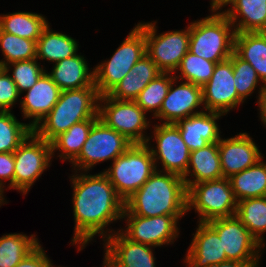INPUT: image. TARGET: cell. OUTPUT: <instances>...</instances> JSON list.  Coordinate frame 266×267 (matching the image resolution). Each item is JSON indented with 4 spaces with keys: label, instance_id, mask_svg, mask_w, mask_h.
Returning a JSON list of instances; mask_svg holds the SVG:
<instances>
[{
    "label": "cell",
    "instance_id": "obj_4",
    "mask_svg": "<svg viewBox=\"0 0 266 267\" xmlns=\"http://www.w3.org/2000/svg\"><path fill=\"white\" fill-rule=\"evenodd\" d=\"M235 29L223 12L190 23L189 51L206 60L219 63L234 52Z\"/></svg>",
    "mask_w": 266,
    "mask_h": 267
},
{
    "label": "cell",
    "instance_id": "obj_35",
    "mask_svg": "<svg viewBox=\"0 0 266 267\" xmlns=\"http://www.w3.org/2000/svg\"><path fill=\"white\" fill-rule=\"evenodd\" d=\"M0 48L5 60H0L3 68L9 63L36 58V41L21 38L16 35L3 32L0 29Z\"/></svg>",
    "mask_w": 266,
    "mask_h": 267
},
{
    "label": "cell",
    "instance_id": "obj_30",
    "mask_svg": "<svg viewBox=\"0 0 266 267\" xmlns=\"http://www.w3.org/2000/svg\"><path fill=\"white\" fill-rule=\"evenodd\" d=\"M98 119H88L72 125L66 132L59 134L51 143L52 156L56 150L61 153L58 157L72 162L81 152L93 124Z\"/></svg>",
    "mask_w": 266,
    "mask_h": 267
},
{
    "label": "cell",
    "instance_id": "obj_7",
    "mask_svg": "<svg viewBox=\"0 0 266 267\" xmlns=\"http://www.w3.org/2000/svg\"><path fill=\"white\" fill-rule=\"evenodd\" d=\"M237 204L229 178L202 181L187 189V208L195 209L198 222L234 216Z\"/></svg>",
    "mask_w": 266,
    "mask_h": 267
},
{
    "label": "cell",
    "instance_id": "obj_41",
    "mask_svg": "<svg viewBox=\"0 0 266 267\" xmlns=\"http://www.w3.org/2000/svg\"><path fill=\"white\" fill-rule=\"evenodd\" d=\"M52 265L41 244L30 252L15 267H50Z\"/></svg>",
    "mask_w": 266,
    "mask_h": 267
},
{
    "label": "cell",
    "instance_id": "obj_3",
    "mask_svg": "<svg viewBox=\"0 0 266 267\" xmlns=\"http://www.w3.org/2000/svg\"><path fill=\"white\" fill-rule=\"evenodd\" d=\"M99 98L96 87L61 91L55 106L33 132L39 138L51 142L74 124L88 119H99Z\"/></svg>",
    "mask_w": 266,
    "mask_h": 267
},
{
    "label": "cell",
    "instance_id": "obj_11",
    "mask_svg": "<svg viewBox=\"0 0 266 267\" xmlns=\"http://www.w3.org/2000/svg\"><path fill=\"white\" fill-rule=\"evenodd\" d=\"M52 158L51 143L32 132L14 151V189L26 195Z\"/></svg>",
    "mask_w": 266,
    "mask_h": 267
},
{
    "label": "cell",
    "instance_id": "obj_20",
    "mask_svg": "<svg viewBox=\"0 0 266 267\" xmlns=\"http://www.w3.org/2000/svg\"><path fill=\"white\" fill-rule=\"evenodd\" d=\"M223 115L219 112L203 111L175 123L190 152L220 141L216 120Z\"/></svg>",
    "mask_w": 266,
    "mask_h": 267
},
{
    "label": "cell",
    "instance_id": "obj_13",
    "mask_svg": "<svg viewBox=\"0 0 266 267\" xmlns=\"http://www.w3.org/2000/svg\"><path fill=\"white\" fill-rule=\"evenodd\" d=\"M184 215H162L144 217L138 215H122L126 217L127 227L120 232L130 241L153 247H161L174 243L178 237V220ZM124 230V231H123Z\"/></svg>",
    "mask_w": 266,
    "mask_h": 267
},
{
    "label": "cell",
    "instance_id": "obj_42",
    "mask_svg": "<svg viewBox=\"0 0 266 267\" xmlns=\"http://www.w3.org/2000/svg\"><path fill=\"white\" fill-rule=\"evenodd\" d=\"M259 96H258V102L260 110V118L262 123L266 126V86L262 85L261 88H259Z\"/></svg>",
    "mask_w": 266,
    "mask_h": 267
},
{
    "label": "cell",
    "instance_id": "obj_43",
    "mask_svg": "<svg viewBox=\"0 0 266 267\" xmlns=\"http://www.w3.org/2000/svg\"><path fill=\"white\" fill-rule=\"evenodd\" d=\"M259 262H238L227 260L212 267H258Z\"/></svg>",
    "mask_w": 266,
    "mask_h": 267
},
{
    "label": "cell",
    "instance_id": "obj_17",
    "mask_svg": "<svg viewBox=\"0 0 266 267\" xmlns=\"http://www.w3.org/2000/svg\"><path fill=\"white\" fill-rule=\"evenodd\" d=\"M174 81L177 79L172 80L161 109L155 116L166 124H175L179 120L203 112L202 110L193 112L203 104L202 87L184 81L174 88Z\"/></svg>",
    "mask_w": 266,
    "mask_h": 267
},
{
    "label": "cell",
    "instance_id": "obj_18",
    "mask_svg": "<svg viewBox=\"0 0 266 267\" xmlns=\"http://www.w3.org/2000/svg\"><path fill=\"white\" fill-rule=\"evenodd\" d=\"M223 177L230 178L259 161L263 156L249 134L239 133L218 142Z\"/></svg>",
    "mask_w": 266,
    "mask_h": 267
},
{
    "label": "cell",
    "instance_id": "obj_31",
    "mask_svg": "<svg viewBox=\"0 0 266 267\" xmlns=\"http://www.w3.org/2000/svg\"><path fill=\"white\" fill-rule=\"evenodd\" d=\"M235 215L258 243L265 247L262 234L266 232V196L238 201Z\"/></svg>",
    "mask_w": 266,
    "mask_h": 267
},
{
    "label": "cell",
    "instance_id": "obj_1",
    "mask_svg": "<svg viewBox=\"0 0 266 267\" xmlns=\"http://www.w3.org/2000/svg\"><path fill=\"white\" fill-rule=\"evenodd\" d=\"M87 174L84 172L71 176L75 221L72 244H80L78 251L85 248L96 234L103 236V241L113 234L114 230L105 232L104 229L109 223L123 219L125 209V201L103 172Z\"/></svg>",
    "mask_w": 266,
    "mask_h": 267
},
{
    "label": "cell",
    "instance_id": "obj_9",
    "mask_svg": "<svg viewBox=\"0 0 266 267\" xmlns=\"http://www.w3.org/2000/svg\"><path fill=\"white\" fill-rule=\"evenodd\" d=\"M131 145L132 143L122 134L116 132L102 120L98 119L93 124L81 152L71 163L76 173L77 170L88 172V170L92 169L99 162L111 159L114 161Z\"/></svg>",
    "mask_w": 266,
    "mask_h": 267
},
{
    "label": "cell",
    "instance_id": "obj_27",
    "mask_svg": "<svg viewBox=\"0 0 266 267\" xmlns=\"http://www.w3.org/2000/svg\"><path fill=\"white\" fill-rule=\"evenodd\" d=\"M49 24L44 28L37 40L36 59L54 63L76 55L77 41L63 33L53 32Z\"/></svg>",
    "mask_w": 266,
    "mask_h": 267
},
{
    "label": "cell",
    "instance_id": "obj_25",
    "mask_svg": "<svg viewBox=\"0 0 266 267\" xmlns=\"http://www.w3.org/2000/svg\"><path fill=\"white\" fill-rule=\"evenodd\" d=\"M188 176L194 177V179L192 180ZM220 178H223V173L218 142L190 152L188 169L183 177L187 189L193 184Z\"/></svg>",
    "mask_w": 266,
    "mask_h": 267
},
{
    "label": "cell",
    "instance_id": "obj_37",
    "mask_svg": "<svg viewBox=\"0 0 266 267\" xmlns=\"http://www.w3.org/2000/svg\"><path fill=\"white\" fill-rule=\"evenodd\" d=\"M233 66L234 85L238 96L244 101L257 87L260 78L255 69L235 52L230 56Z\"/></svg>",
    "mask_w": 266,
    "mask_h": 267
},
{
    "label": "cell",
    "instance_id": "obj_38",
    "mask_svg": "<svg viewBox=\"0 0 266 267\" xmlns=\"http://www.w3.org/2000/svg\"><path fill=\"white\" fill-rule=\"evenodd\" d=\"M37 61L38 60L36 58L16 61L9 63L3 67L7 72H9L11 66H13V74L10 75V77L16 84L18 92L20 94L23 91L26 92L27 90H29L46 72V70H44V67L42 68Z\"/></svg>",
    "mask_w": 266,
    "mask_h": 267
},
{
    "label": "cell",
    "instance_id": "obj_15",
    "mask_svg": "<svg viewBox=\"0 0 266 267\" xmlns=\"http://www.w3.org/2000/svg\"><path fill=\"white\" fill-rule=\"evenodd\" d=\"M204 111L227 114L243 101L234 85L232 60L216 63L213 75L202 87Z\"/></svg>",
    "mask_w": 266,
    "mask_h": 267
},
{
    "label": "cell",
    "instance_id": "obj_12",
    "mask_svg": "<svg viewBox=\"0 0 266 267\" xmlns=\"http://www.w3.org/2000/svg\"><path fill=\"white\" fill-rule=\"evenodd\" d=\"M217 233L227 260L259 262L261 246L247 227L236 217L217 218L207 222Z\"/></svg>",
    "mask_w": 266,
    "mask_h": 267
},
{
    "label": "cell",
    "instance_id": "obj_34",
    "mask_svg": "<svg viewBox=\"0 0 266 267\" xmlns=\"http://www.w3.org/2000/svg\"><path fill=\"white\" fill-rule=\"evenodd\" d=\"M174 76V73H160L148 83L134 101L146 113L153 111V117H155L161 109L162 102L167 95L171 82L175 78Z\"/></svg>",
    "mask_w": 266,
    "mask_h": 267
},
{
    "label": "cell",
    "instance_id": "obj_16",
    "mask_svg": "<svg viewBox=\"0 0 266 267\" xmlns=\"http://www.w3.org/2000/svg\"><path fill=\"white\" fill-rule=\"evenodd\" d=\"M104 242L105 267H156L153 246L130 241L120 230L108 236Z\"/></svg>",
    "mask_w": 266,
    "mask_h": 267
},
{
    "label": "cell",
    "instance_id": "obj_40",
    "mask_svg": "<svg viewBox=\"0 0 266 267\" xmlns=\"http://www.w3.org/2000/svg\"><path fill=\"white\" fill-rule=\"evenodd\" d=\"M14 152L0 153V198L4 201V181H9V189H14Z\"/></svg>",
    "mask_w": 266,
    "mask_h": 267
},
{
    "label": "cell",
    "instance_id": "obj_29",
    "mask_svg": "<svg viewBox=\"0 0 266 267\" xmlns=\"http://www.w3.org/2000/svg\"><path fill=\"white\" fill-rule=\"evenodd\" d=\"M48 24L43 15L32 12H15L0 15V29L3 32L36 42Z\"/></svg>",
    "mask_w": 266,
    "mask_h": 267
},
{
    "label": "cell",
    "instance_id": "obj_8",
    "mask_svg": "<svg viewBox=\"0 0 266 267\" xmlns=\"http://www.w3.org/2000/svg\"><path fill=\"white\" fill-rule=\"evenodd\" d=\"M98 115L108 127L122 134L132 144L150 141V137L144 134L150 122L147 121L146 112L135 101L116 100L108 94L102 95L99 98Z\"/></svg>",
    "mask_w": 266,
    "mask_h": 267
},
{
    "label": "cell",
    "instance_id": "obj_26",
    "mask_svg": "<svg viewBox=\"0 0 266 267\" xmlns=\"http://www.w3.org/2000/svg\"><path fill=\"white\" fill-rule=\"evenodd\" d=\"M234 52L255 69L266 86V32L236 33Z\"/></svg>",
    "mask_w": 266,
    "mask_h": 267
},
{
    "label": "cell",
    "instance_id": "obj_28",
    "mask_svg": "<svg viewBox=\"0 0 266 267\" xmlns=\"http://www.w3.org/2000/svg\"><path fill=\"white\" fill-rule=\"evenodd\" d=\"M262 159L229 178L237 201L266 196V163Z\"/></svg>",
    "mask_w": 266,
    "mask_h": 267
},
{
    "label": "cell",
    "instance_id": "obj_5",
    "mask_svg": "<svg viewBox=\"0 0 266 267\" xmlns=\"http://www.w3.org/2000/svg\"><path fill=\"white\" fill-rule=\"evenodd\" d=\"M155 170L149 146L144 143L132 144L103 173L114 186L117 194L126 201L150 178Z\"/></svg>",
    "mask_w": 266,
    "mask_h": 267
},
{
    "label": "cell",
    "instance_id": "obj_21",
    "mask_svg": "<svg viewBox=\"0 0 266 267\" xmlns=\"http://www.w3.org/2000/svg\"><path fill=\"white\" fill-rule=\"evenodd\" d=\"M60 93L61 89L47 74V71L27 90L20 103L24 119H33L29 123L33 129L52 110Z\"/></svg>",
    "mask_w": 266,
    "mask_h": 267
},
{
    "label": "cell",
    "instance_id": "obj_6",
    "mask_svg": "<svg viewBox=\"0 0 266 267\" xmlns=\"http://www.w3.org/2000/svg\"><path fill=\"white\" fill-rule=\"evenodd\" d=\"M146 54L144 23L137 24L109 60L94 70V85L100 96L109 94Z\"/></svg>",
    "mask_w": 266,
    "mask_h": 267
},
{
    "label": "cell",
    "instance_id": "obj_32",
    "mask_svg": "<svg viewBox=\"0 0 266 267\" xmlns=\"http://www.w3.org/2000/svg\"><path fill=\"white\" fill-rule=\"evenodd\" d=\"M39 245L34 234H5L0 237V267H15Z\"/></svg>",
    "mask_w": 266,
    "mask_h": 267
},
{
    "label": "cell",
    "instance_id": "obj_22",
    "mask_svg": "<svg viewBox=\"0 0 266 267\" xmlns=\"http://www.w3.org/2000/svg\"><path fill=\"white\" fill-rule=\"evenodd\" d=\"M87 64L83 56L76 54L56 62L52 72L47 74L61 91L95 87L94 70H89Z\"/></svg>",
    "mask_w": 266,
    "mask_h": 267
},
{
    "label": "cell",
    "instance_id": "obj_2",
    "mask_svg": "<svg viewBox=\"0 0 266 267\" xmlns=\"http://www.w3.org/2000/svg\"><path fill=\"white\" fill-rule=\"evenodd\" d=\"M187 212V187L184 179L179 175L156 169L125 201L123 215L153 217L185 215Z\"/></svg>",
    "mask_w": 266,
    "mask_h": 267
},
{
    "label": "cell",
    "instance_id": "obj_10",
    "mask_svg": "<svg viewBox=\"0 0 266 267\" xmlns=\"http://www.w3.org/2000/svg\"><path fill=\"white\" fill-rule=\"evenodd\" d=\"M156 22L144 23L146 54L163 73H175L189 51L190 24L187 29L157 35Z\"/></svg>",
    "mask_w": 266,
    "mask_h": 267
},
{
    "label": "cell",
    "instance_id": "obj_44",
    "mask_svg": "<svg viewBox=\"0 0 266 267\" xmlns=\"http://www.w3.org/2000/svg\"><path fill=\"white\" fill-rule=\"evenodd\" d=\"M232 0H211V11L218 12L221 8L225 7L226 5L230 4Z\"/></svg>",
    "mask_w": 266,
    "mask_h": 267
},
{
    "label": "cell",
    "instance_id": "obj_14",
    "mask_svg": "<svg viewBox=\"0 0 266 267\" xmlns=\"http://www.w3.org/2000/svg\"><path fill=\"white\" fill-rule=\"evenodd\" d=\"M154 140L156 149L149 146L157 169V161L161 160L162 171L185 176L188 169L190 150L182 139L175 124L163 123L154 126Z\"/></svg>",
    "mask_w": 266,
    "mask_h": 267
},
{
    "label": "cell",
    "instance_id": "obj_36",
    "mask_svg": "<svg viewBox=\"0 0 266 267\" xmlns=\"http://www.w3.org/2000/svg\"><path fill=\"white\" fill-rule=\"evenodd\" d=\"M215 62L199 57L190 51L182 58V61L176 71H180V75H175L176 79L185 80L195 85L203 87L213 75Z\"/></svg>",
    "mask_w": 266,
    "mask_h": 267
},
{
    "label": "cell",
    "instance_id": "obj_19",
    "mask_svg": "<svg viewBox=\"0 0 266 267\" xmlns=\"http://www.w3.org/2000/svg\"><path fill=\"white\" fill-rule=\"evenodd\" d=\"M184 262L188 267H212L227 261L218 233L207 223L199 222Z\"/></svg>",
    "mask_w": 266,
    "mask_h": 267
},
{
    "label": "cell",
    "instance_id": "obj_24",
    "mask_svg": "<svg viewBox=\"0 0 266 267\" xmlns=\"http://www.w3.org/2000/svg\"><path fill=\"white\" fill-rule=\"evenodd\" d=\"M230 4L231 8L222 12L236 33L266 32V0H232Z\"/></svg>",
    "mask_w": 266,
    "mask_h": 267
},
{
    "label": "cell",
    "instance_id": "obj_39",
    "mask_svg": "<svg viewBox=\"0 0 266 267\" xmlns=\"http://www.w3.org/2000/svg\"><path fill=\"white\" fill-rule=\"evenodd\" d=\"M20 95L10 74L4 68H0V111H11Z\"/></svg>",
    "mask_w": 266,
    "mask_h": 267
},
{
    "label": "cell",
    "instance_id": "obj_33",
    "mask_svg": "<svg viewBox=\"0 0 266 267\" xmlns=\"http://www.w3.org/2000/svg\"><path fill=\"white\" fill-rule=\"evenodd\" d=\"M32 132L33 128L19 122L11 111H0V153L14 152Z\"/></svg>",
    "mask_w": 266,
    "mask_h": 267
},
{
    "label": "cell",
    "instance_id": "obj_23",
    "mask_svg": "<svg viewBox=\"0 0 266 267\" xmlns=\"http://www.w3.org/2000/svg\"><path fill=\"white\" fill-rule=\"evenodd\" d=\"M160 73L162 72L155 62L145 54L108 95L116 100L134 101L148 83Z\"/></svg>",
    "mask_w": 266,
    "mask_h": 267
},
{
    "label": "cell",
    "instance_id": "obj_45",
    "mask_svg": "<svg viewBox=\"0 0 266 267\" xmlns=\"http://www.w3.org/2000/svg\"><path fill=\"white\" fill-rule=\"evenodd\" d=\"M4 202H7V201H3L1 198H0V206L3 205V204H6Z\"/></svg>",
    "mask_w": 266,
    "mask_h": 267
}]
</instances>
